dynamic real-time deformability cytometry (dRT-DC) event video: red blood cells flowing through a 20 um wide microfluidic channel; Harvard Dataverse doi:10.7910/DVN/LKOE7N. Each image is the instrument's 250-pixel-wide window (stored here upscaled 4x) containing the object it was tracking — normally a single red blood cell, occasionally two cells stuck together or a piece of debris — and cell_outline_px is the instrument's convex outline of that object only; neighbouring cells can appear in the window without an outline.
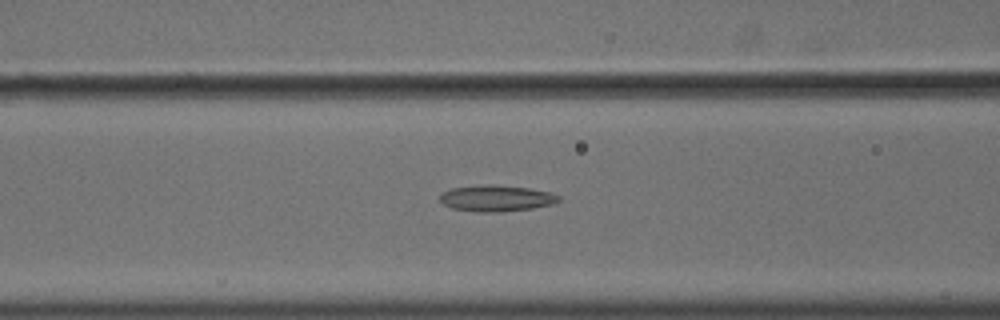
{"species": "common noctule bat (a hibernating species)", "species_latin": "Nyctalus noctula", "temperature_condition": "cold", "stored_images_in_passage": 56, "camera_frame_rate_fps": 3000, "um_per_image_px": 0.085, "animal": {"sex": "male", "body_mass_g": 18.8}, "frame": {"image": 1, "passage_image": 24, "time_ms": 7.667, "image_size_px": [1000, 320], "cell_outline_px": [[560, 200], [552, 204], [532, 208], [500, 212], [476, 212], [452, 208], [444, 204], [440, 200], [440, 192], [452, 188], [484, 184], [532, 188], [552, 192], [560, 196]], "centroid_in_image_um": [42.19, 16.85], "position_along_channel_um": 124.4, "area_um2": 18.26}}
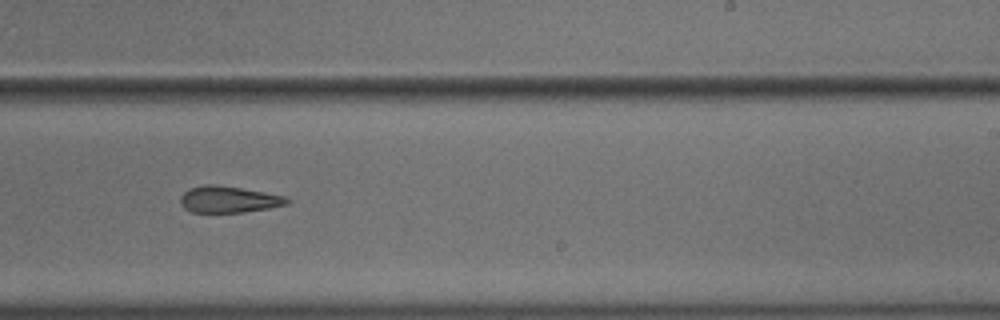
{"frame": {"image": 2, "passage_image": 36, "time_ms": 11.667, "image_size_px": [1000, 320], "cell_outline_px": [[288, 204], [268, 208], [244, 212], [192, 212], [184, 208], [180, 204], [180, 196], [188, 188], [204, 184], [212, 184], [240, 188], [264, 192], [284, 196], [288, 200]], "centroid_in_image_um": [19.37, 16.95], "position_along_channel_um": 269.6, "area_um2": 16.36}}
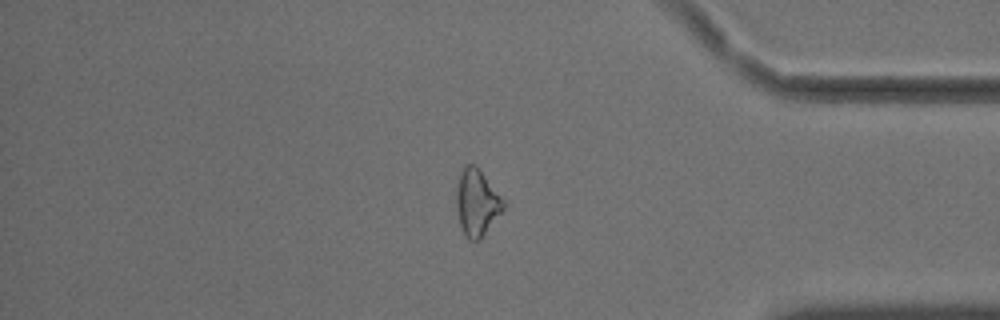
{"frame": {"image": 3, "passage_image": 48, "time_ms": 15.667, "image_size_px": [1000, 320], "cell_outline_px": [[504, 208], [480, 240], [468, 240], [464, 236], [460, 224], [456, 208], [456, 188], [460, 172], [464, 164], [476, 164], [504, 200]], "centroid_in_image_um": [40.5, 17.2], "position_along_channel_um": 394.7, "area_um2": 18.32}, "authors_computed_cell_mechanics": {"area_um2": 18.496, "velocity_mm_per_s": 3.6288, "shape_relaxation_time_tau1_ms": null, "shape_relaxation_time_tau2_ms": 5.8906, "deformation_change_tau1": null, "deformation_change_tau2": 0.1537}}